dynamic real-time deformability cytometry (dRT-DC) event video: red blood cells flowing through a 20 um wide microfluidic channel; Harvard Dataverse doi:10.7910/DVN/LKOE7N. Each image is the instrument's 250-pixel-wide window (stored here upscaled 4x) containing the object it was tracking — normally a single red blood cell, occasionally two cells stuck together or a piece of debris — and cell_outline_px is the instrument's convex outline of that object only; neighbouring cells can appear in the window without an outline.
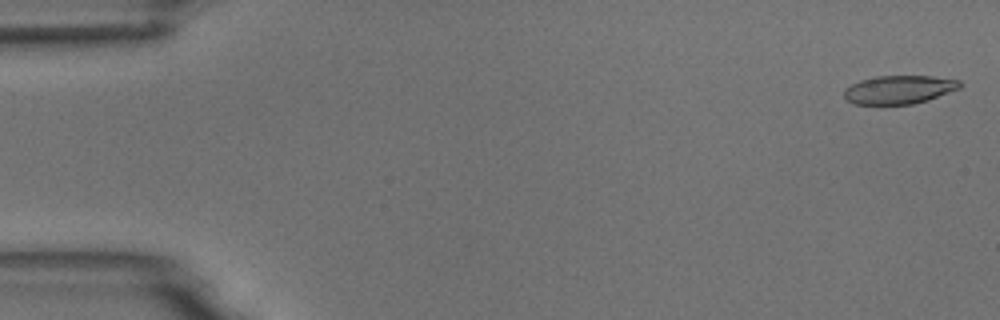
{"species": "common noctule bat (a hibernating species)", "species_latin": "Nyctalus noctula", "temperature_condition": "room temperature", "stored_images_in_passage": 4, "camera_frame_rate_fps": 3000, "um_per_image_px": 0.085, "animal": {"sex": "male", "body_mass_g": 18.8}, "frame": {"image": 1, "passage_image": 1, "time_ms": 0.0, "image_size_px": [1000, 320], "cell_outline_px": [[964, 84], [960, 88], [928, 100], [912, 104], [852, 104], [844, 96], [844, 88], [860, 80], [876, 76], [932, 76], [960, 80]], "centroid_in_image_um": [76.43, 7.61], "position_along_channel_um": 8.6, "area_um2": 19.25}}
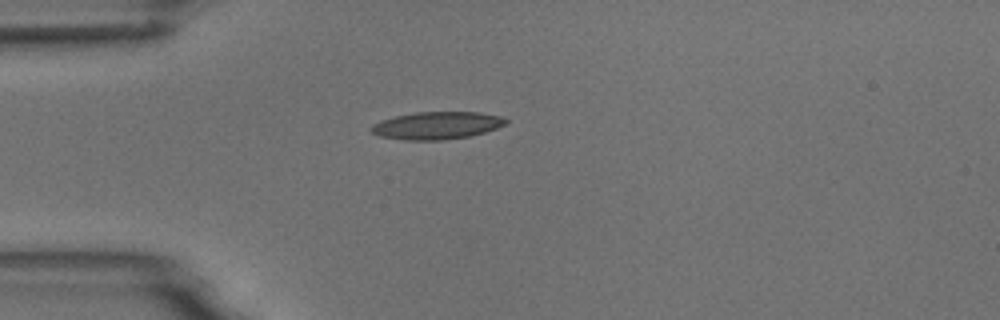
{"frame": {"image": 2, "passage_image": 4, "time_ms": 4.333, "image_size_px": [1000, 320], "cell_outline_px": [[508, 124], [484, 132], [468, 136], [440, 140], [404, 140], [380, 136], [372, 132], [368, 128], [372, 124], [380, 120], [396, 116], [416, 112], [480, 112], [500, 116], [508, 120]], "centroid_in_image_um": [37.11, 10.66], "position_along_channel_um": 47.9, "area_um2": 21.56}}